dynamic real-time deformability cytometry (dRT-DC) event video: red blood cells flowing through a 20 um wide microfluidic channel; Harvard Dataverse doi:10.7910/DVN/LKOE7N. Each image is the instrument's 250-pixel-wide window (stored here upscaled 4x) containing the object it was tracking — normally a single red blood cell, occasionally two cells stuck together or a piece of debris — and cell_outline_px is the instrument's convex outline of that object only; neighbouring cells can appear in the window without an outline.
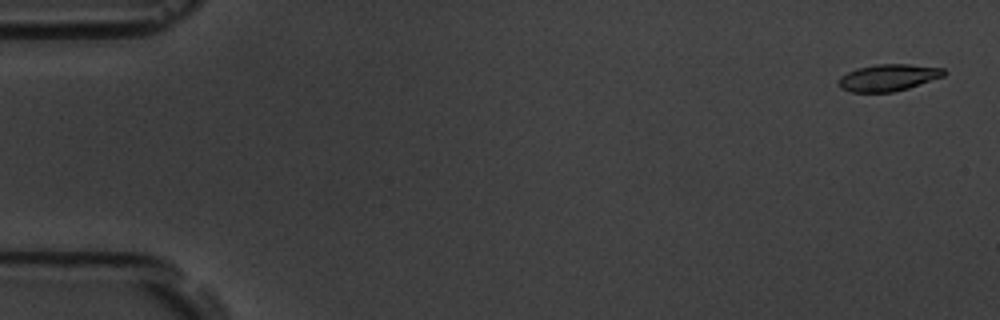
{"species": "common noctule bat (a hibernating species)", "species_latin": "Nyctalus noctula", "temperature_condition": "room temperature", "stored_images_in_passage": 7, "camera_frame_rate_fps": 3000, "um_per_image_px": 0.085, "animal": {"sex": "male", "body_mass_g": 19.5, "forearm_length_mm": 54.6}, "frame": {"image": 1, "passage_image": 1, "time_ms": 0.0, "image_size_px": [1000, 320], "cell_outline_px": [[948, 72], [944, 76], [908, 88], [892, 92], [848, 92], [840, 88], [836, 80], [840, 76], [856, 68], [876, 64], [908, 64], [944, 68]], "centroid_in_image_um": [75.47, 6.59], "position_along_channel_um": 9.5, "area_um2": 16.65}}
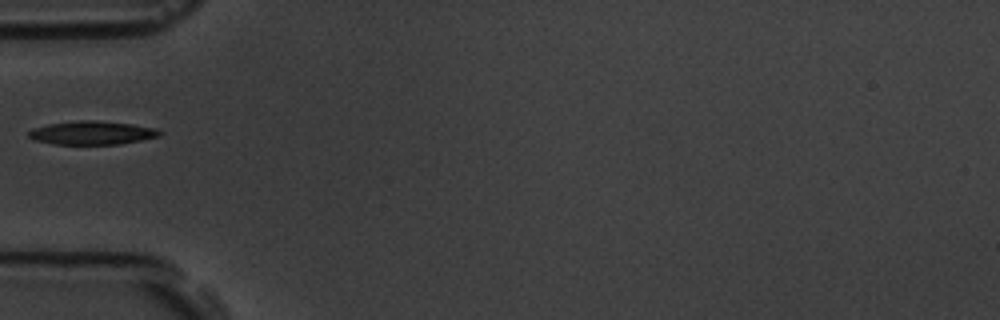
{"frame": {"image": 2, "passage_image": 6, "time_ms": 5.667, "image_size_px": [1000, 320], "cell_outline_px": [[164, 132], [160, 136], [120, 144], [56, 144], [36, 140], [28, 136], [28, 132], [32, 128], [48, 124], [76, 120], [96, 120], [132, 124], [156, 128]], "centroid_in_image_um": [7.84, 11.28], "position_along_channel_um": 77.2, "area_um2": 17.98}}
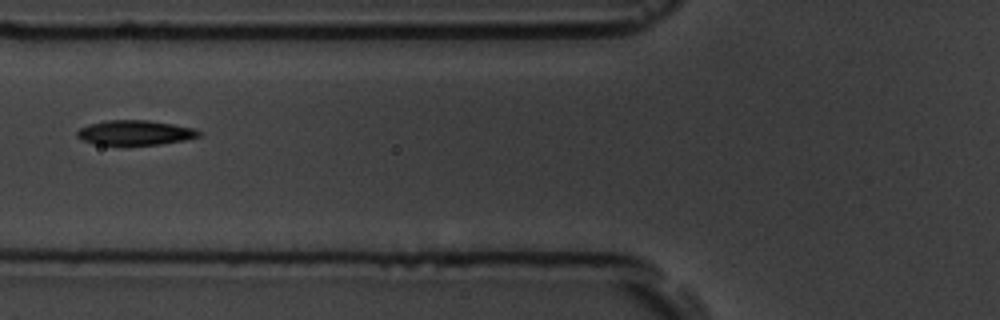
{"frame": {"image": 3, "passage_image": 7, "time_ms": 6.667, "image_size_px": [1000, 320], "cell_outline_px": [[204, 132], [200, 136], [184, 140], [160, 144], [96, 144], [80, 140], [76, 136], [76, 132], [80, 128], [88, 124], [108, 120], [148, 120], [196, 128]], "centroid_in_image_um": [11.5, 11.26], "position_along_channel_um": 114.3, "area_um2": 17.57}}